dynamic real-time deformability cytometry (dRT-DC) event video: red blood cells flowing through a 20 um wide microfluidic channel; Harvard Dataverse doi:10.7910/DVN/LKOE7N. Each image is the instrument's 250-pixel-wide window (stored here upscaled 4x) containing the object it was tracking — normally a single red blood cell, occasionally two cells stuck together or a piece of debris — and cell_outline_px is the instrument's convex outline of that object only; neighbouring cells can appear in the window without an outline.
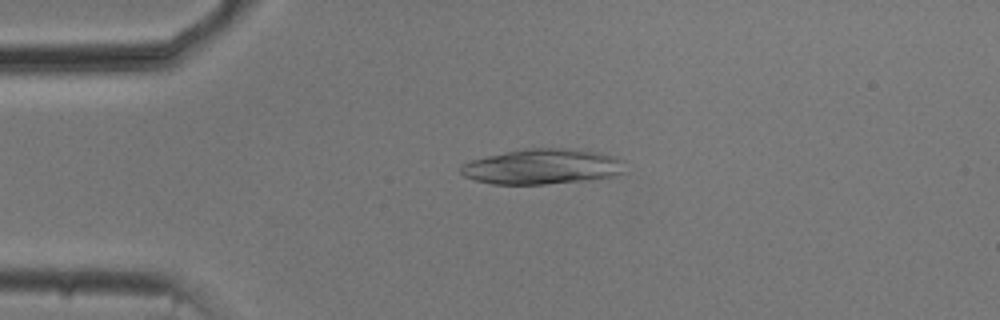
{"species": "common noctule bat (a hibernating species)", "species_latin": "Nyctalus noctula", "temperature_condition": "cold", "stored_images_in_passage": 53, "camera_frame_rate_fps": 3000, "um_per_image_px": 0.085, "animal": {"sex": "male", "body_mass_g": 20.5, "forearm_length_mm": 52.5}, "frame": {"image": 1, "passage_image": 12, "time_ms": 3.667, "image_size_px": [1000, 320], "cell_outline_px": [[624, 172], [612, 176], [592, 180], [544, 184], [492, 184], [476, 180], [464, 176], [460, 172], [460, 168], [464, 164], [472, 160], [488, 156], [524, 148], [576, 148], [616, 156], [624, 160]], "centroid_in_image_um": [46.16, 14.16], "position_along_channel_um": 38.8, "area_um2": 33.93}}